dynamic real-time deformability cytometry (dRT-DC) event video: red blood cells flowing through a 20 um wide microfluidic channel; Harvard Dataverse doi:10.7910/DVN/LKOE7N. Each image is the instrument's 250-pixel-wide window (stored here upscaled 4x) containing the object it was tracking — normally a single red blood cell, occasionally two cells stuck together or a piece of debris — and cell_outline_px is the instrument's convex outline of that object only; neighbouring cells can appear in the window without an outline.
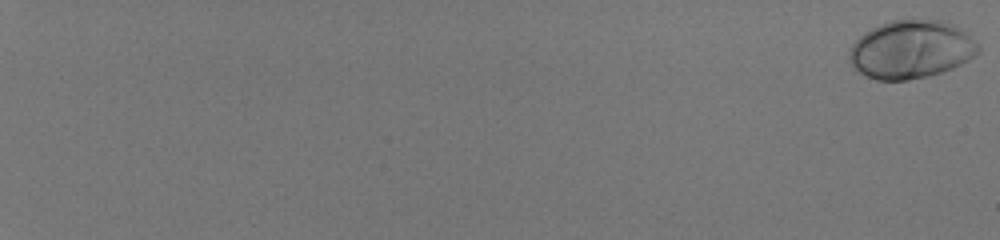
{"species": "human", "species_latin": "Homo sapiens", "temperature_condition": "room temperature", "stored_images_in_passage": 57, "camera_frame_rate_fps": 3000, "um_per_image_px": 0.085, "donor": {"sex": "male"}, "frame": {"image": 1, "passage_image": 1, "time_ms": 0.0, "image_size_px": [1000, 240], "cell_outline_px": [[980, 52], [968, 60], [952, 68], [928, 76], [908, 80], [876, 80], [860, 72], [852, 64], [848, 56], [848, 52], [852, 44], [864, 32], [880, 24], [892, 20], [912, 16], [944, 20], [968, 36], [980, 48]], "centroid_in_image_um": [77.41, 4.17], "position_along_channel_um": 7.6, "area_um2": 43.87}}
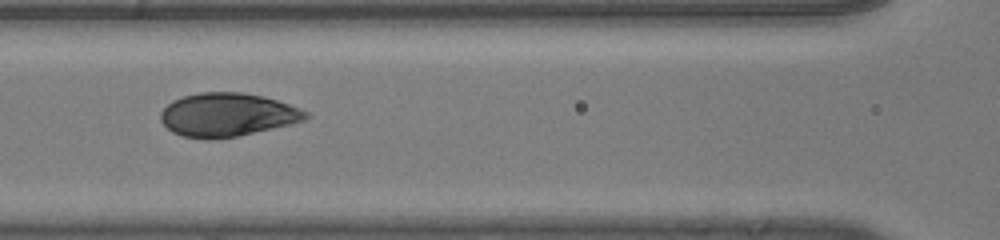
{"frame": {"image": 2, "passage_image": 33, "time_ms": 10.667, "image_size_px": [1000, 240], "cell_outline_px": [[308, 116], [304, 120], [292, 124], [236, 136], [184, 136], [172, 132], [160, 120], [160, 112], [172, 100], [184, 96], [200, 92], [240, 92], [264, 96], [300, 108], [308, 112]], "centroid_in_image_um": [19.34, 9.71], "position_along_channel_um": 147.3, "area_um2": 35.89}}
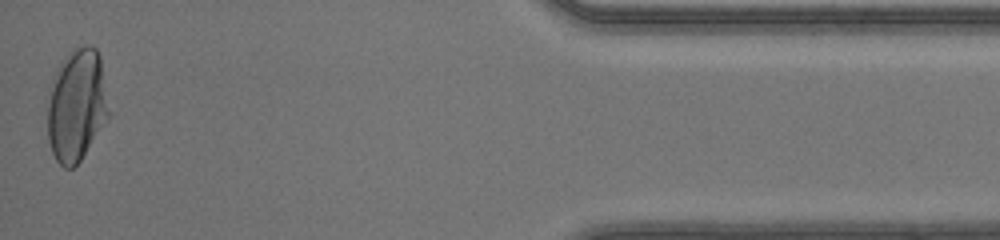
{"frame": {"image": 3, "passage_image": 57, "time_ms": 18.667, "image_size_px": [1000, 240], "cell_outline_px": [[112, 112], [80, 160], [72, 168], [64, 168], [56, 160], [52, 152], [48, 140], [48, 104], [52, 76], [56, 68], [68, 52], [72, 48], [84, 44], [88, 44], [96, 48], [100, 56]], "centroid_in_image_um": [6.54, 8.89], "position_along_channel_um": 428.7, "area_um2": 40.81}, "authors_computed_cell_mechanics": {"area_um2": 37.9746, "velocity_mm_per_s": 4.1411, "shape_relaxation_time_tau1_ms": 3.7081, "shape_relaxation_time_tau2_ms": null, "deformation_change_tau1": 0.1672, "deformation_change_tau2": null}}